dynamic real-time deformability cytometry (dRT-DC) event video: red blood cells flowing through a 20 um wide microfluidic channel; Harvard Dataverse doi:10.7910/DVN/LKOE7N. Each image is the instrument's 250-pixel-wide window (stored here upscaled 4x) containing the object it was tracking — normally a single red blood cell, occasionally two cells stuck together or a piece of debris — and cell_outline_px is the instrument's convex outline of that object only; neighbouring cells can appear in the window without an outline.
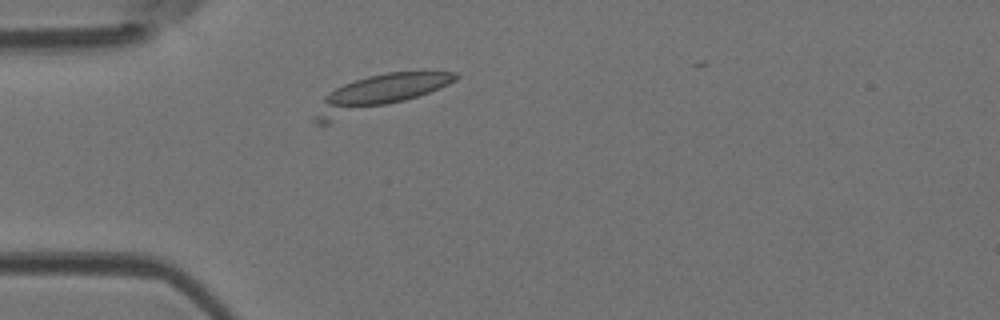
{"species": "Egyptian fruit bat (a non-hibernating species)", "species_latin": "Rousettus aegyptiacus", "temperature_condition": "room temperature", "stored_images_in_passage": 1, "camera_frame_rate_fps": 3000, "um_per_image_px": 0.085, "animal": {"sex": "female"}, "frame": {"image": 1, "passage_image": 1, "time_ms": 0.0, "image_size_px": [1000, 320], "cell_outline_px": [[460, 76], [456, 80], [448, 84], [428, 92], [332, 124], [316, 124], [312, 120], [324, 96], [328, 92], [344, 84], [368, 76], [388, 72], [456, 72]], "centroid_in_image_um": [32.07, 7.95], "position_along_channel_um": 52.9, "area_um2": 28.15}}